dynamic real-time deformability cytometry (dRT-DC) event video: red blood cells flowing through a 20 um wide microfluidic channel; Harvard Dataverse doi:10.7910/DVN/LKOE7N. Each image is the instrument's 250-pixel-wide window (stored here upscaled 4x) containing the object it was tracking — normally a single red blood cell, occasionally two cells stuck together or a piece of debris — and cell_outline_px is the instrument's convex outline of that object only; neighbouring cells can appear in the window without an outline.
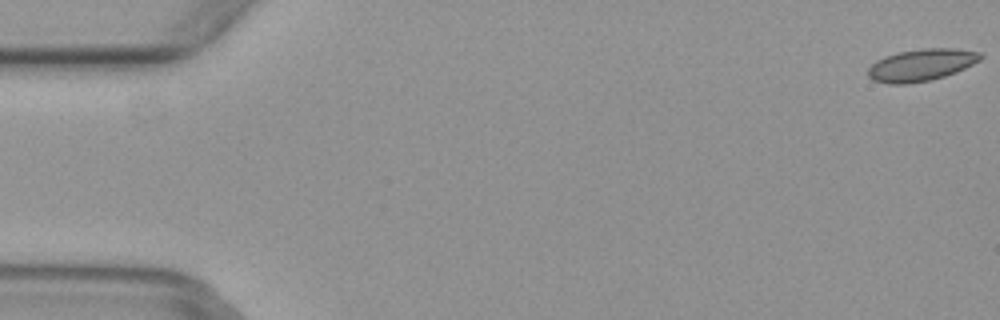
{"species": "common noctule bat (a hibernating species)", "species_latin": "Nyctalus noctula", "temperature_condition": "warm", "stored_images_in_passage": 4, "camera_frame_rate_fps": 3000, "um_per_image_px": 0.085, "animal": {"sex": "female", "body_mass_g": 29.2, "forearm_length_mm": 56.3}, "frame": {"image": 1, "passage_image": 1, "time_ms": 0.0, "image_size_px": [1000, 320], "cell_outline_px": [[984, 56], [980, 60], [956, 72], [944, 76], [928, 80], [904, 84], [888, 84], [872, 80], [868, 76], [868, 68], [876, 60], [884, 56], [900, 52], [920, 48], [952, 48], [980, 52]], "centroid_in_image_um": [78.29, 5.51], "position_along_channel_um": 6.7, "area_um2": 20.92}}